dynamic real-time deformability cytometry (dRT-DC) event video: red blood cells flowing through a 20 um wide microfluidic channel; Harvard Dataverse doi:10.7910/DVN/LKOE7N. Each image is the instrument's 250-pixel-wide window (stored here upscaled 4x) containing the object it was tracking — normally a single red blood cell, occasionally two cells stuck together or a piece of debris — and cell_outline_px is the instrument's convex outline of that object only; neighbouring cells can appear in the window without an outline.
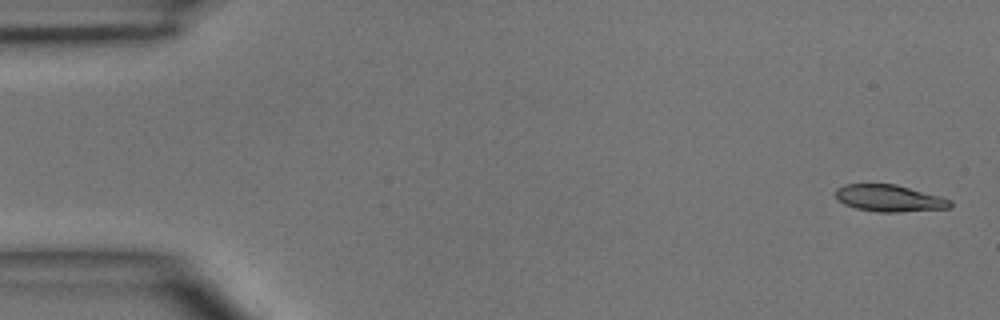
{"species": "common noctule bat (a hibernating species)", "species_latin": "Nyctalus noctula", "temperature_condition": "room temperature", "stored_images_in_passage": 6, "camera_frame_rate_fps": 3000, "um_per_image_px": 0.085, "animal": {"sex": "male", "body_mass_g": 15.6}, "frame": {"image": 1, "passage_image": 1, "time_ms": 0.0, "image_size_px": [1000, 320], "cell_outline_px": [[952, 204], [948, 208], [896, 212], [876, 212], [856, 208], [844, 204], [836, 196], [836, 188], [844, 184], [896, 184], [940, 196], [952, 200]], "centroid_in_image_um": [75.59, 16.84], "position_along_channel_um": 9.4, "area_um2": 17.8}}